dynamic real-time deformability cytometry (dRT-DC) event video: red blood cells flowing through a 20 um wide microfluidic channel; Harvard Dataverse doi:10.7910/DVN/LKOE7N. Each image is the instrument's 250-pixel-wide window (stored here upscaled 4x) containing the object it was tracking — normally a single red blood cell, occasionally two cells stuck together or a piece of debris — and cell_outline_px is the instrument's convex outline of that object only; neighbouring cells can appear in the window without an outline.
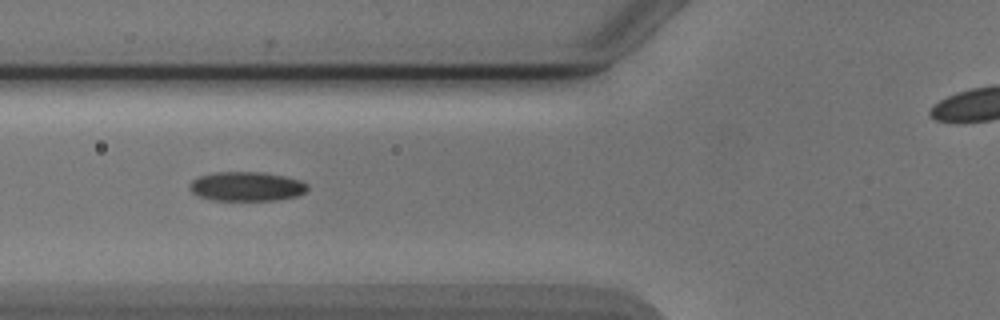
{"species": "Egyptian fruit bat (a non-hibernating species)", "species_latin": "Rousettus aegyptiacus", "temperature_condition": "cold", "stored_images_in_passage": 40, "camera_frame_rate_fps": 3000, "um_per_image_px": 0.085, "animal": {"sex": "male"}, "frame": {"image": 1, "passage_image": 7, "time_ms": 2.0, "image_size_px": [1000, 320], "cell_outline_px": [[308, 188], [304, 192], [296, 196], [276, 200], [212, 200], [200, 196], [192, 192], [188, 188], [188, 184], [192, 180], [200, 176], [216, 172], [260, 172], [284, 176], [300, 180], [308, 184]], "centroid_in_image_um": [20.94, 15.84], "position_along_channel_um": 104.9, "area_um2": 20.06}}
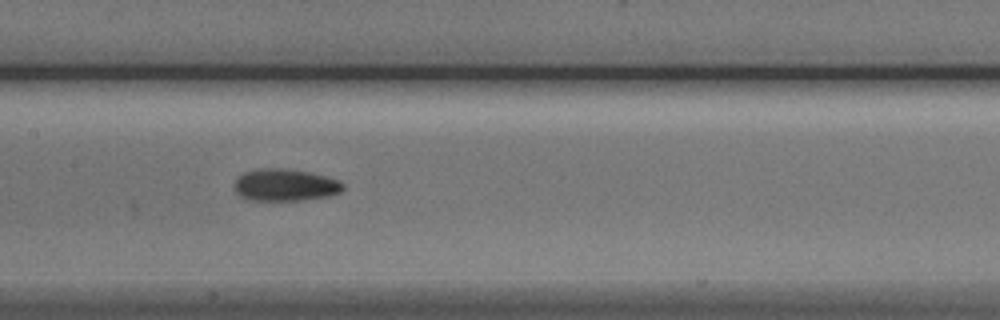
{"frame": {"image": 2, "passage_image": 13, "time_ms": 4.0, "image_size_px": [1000, 320], "cell_outline_px": [[344, 188], [340, 192], [328, 196], [304, 200], [248, 200], [240, 196], [236, 192], [232, 184], [244, 172], [264, 168], [280, 168], [308, 172], [324, 176], [336, 180], [344, 184]], "centroid_in_image_um": [24.2, 15.74], "position_along_channel_um": 183.2, "area_um2": 20.17}}
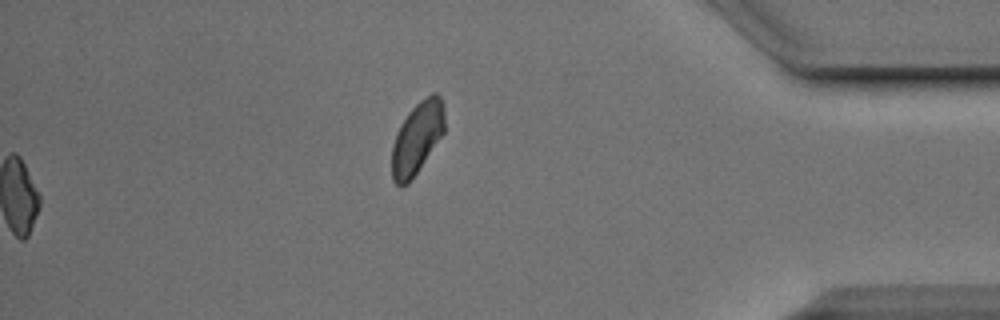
{"frame": {"image": 3, "passage_image": 40, "time_ms": 13.0, "image_size_px": [1000, 320], "cell_outline_px": [[444, 132], [408, 184], [400, 188], [392, 180], [392, 144], [396, 132], [400, 124], [408, 112], [420, 100], [432, 92], [436, 92], [440, 96], [444, 104]], "centroid_in_image_um": [35.44, 11.71], "position_along_channel_um": 399.8, "area_um2": 22.2}, "authors_computed_cell_mechanics": {"area_um2": 19.5942, "velocity_mm_per_s": 3.8983, "shape_relaxation_time_tau1_ms": 4.5898, "shape_relaxation_time_tau2_ms": 3.9828, "deformation_change_tau1": 0.1228, "deformation_change_tau2": 0.1013}}